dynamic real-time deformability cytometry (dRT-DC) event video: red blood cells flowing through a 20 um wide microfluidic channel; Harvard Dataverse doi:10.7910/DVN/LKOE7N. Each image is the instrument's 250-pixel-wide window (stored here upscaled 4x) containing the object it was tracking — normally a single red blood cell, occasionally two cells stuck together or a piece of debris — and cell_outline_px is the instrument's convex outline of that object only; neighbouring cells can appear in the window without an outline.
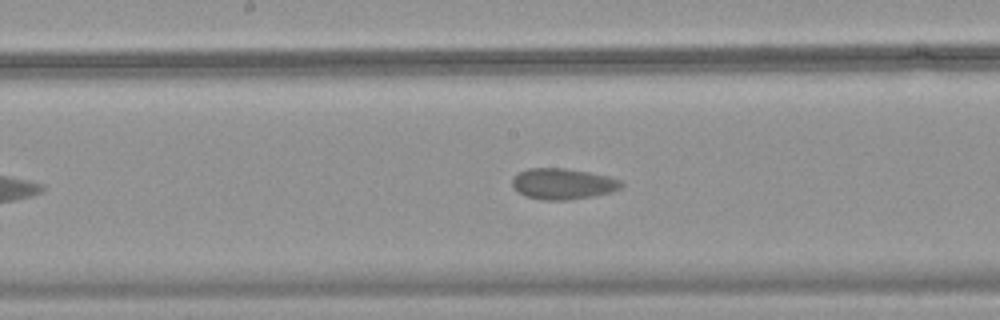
{"species": "common noctule bat (a hibernating species)", "species_latin": "Nyctalus noctula", "temperature_condition": "warm", "stored_images_in_passage": 34, "segment_of_instrument_passage": [1, 2], "camera_frame_rate_fps": 3000, "um_per_image_px": 0.085, "animal": {"sex": "female", "body_mass_g": 18.4}, "frame": {"image": 1, "passage_image": 13, "time_ms": 4.0, "image_size_px": [1000, 320], "cell_outline_px": [[624, 184], [620, 188], [612, 192], [592, 196], [568, 200], [540, 200], [524, 196], [516, 192], [512, 184], [512, 180], [520, 172], [528, 168], [564, 168], [588, 172], [608, 176], [620, 180]], "centroid_in_image_um": [47.83, 15.64], "position_along_channel_um": 200.4, "area_um2": 19.71}}
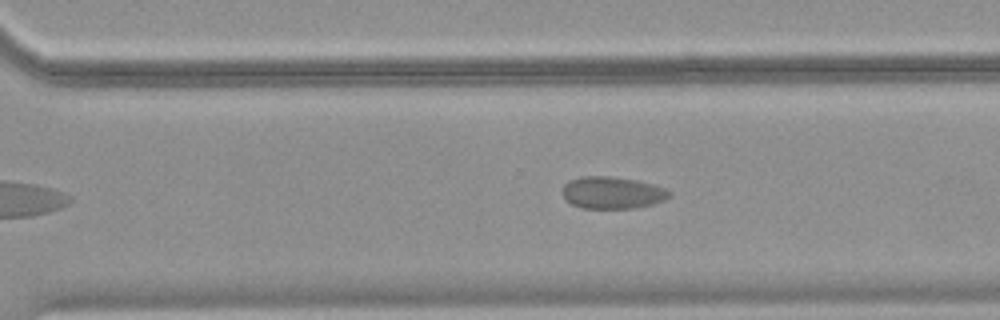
{"frame": {"image": 2, "passage_image": 22, "time_ms": 7.0, "image_size_px": [1000, 320], "cell_outline_px": [[672, 196], [664, 200], [652, 204], [636, 208], [584, 208], [572, 204], [564, 200], [560, 192], [564, 184], [568, 180], [580, 176], [612, 176], [636, 180], [652, 184], [664, 188], [672, 192]], "centroid_in_image_um": [52.0, 16.37], "position_along_channel_um": 318.6, "area_um2": 20.29}}
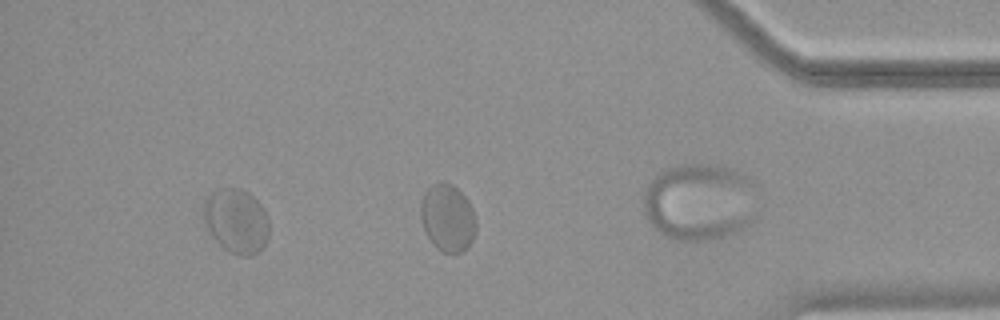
{"frame": {"image": 3, "passage_image": 30, "time_ms": 9.667, "image_size_px": [1000, 320], "cell_outline_px": [[268, 236], [264, 244], [256, 252], [248, 256], [240, 256], [224, 248], [204, 228], [200, 216], [200, 212], [204, 200], [212, 192], [220, 188], [240, 188], [248, 192], [264, 208], [268, 220]], "centroid_in_image_um": [20.01, 18.75], "position_along_channel_um": 415.2, "area_um2": 24.97}}